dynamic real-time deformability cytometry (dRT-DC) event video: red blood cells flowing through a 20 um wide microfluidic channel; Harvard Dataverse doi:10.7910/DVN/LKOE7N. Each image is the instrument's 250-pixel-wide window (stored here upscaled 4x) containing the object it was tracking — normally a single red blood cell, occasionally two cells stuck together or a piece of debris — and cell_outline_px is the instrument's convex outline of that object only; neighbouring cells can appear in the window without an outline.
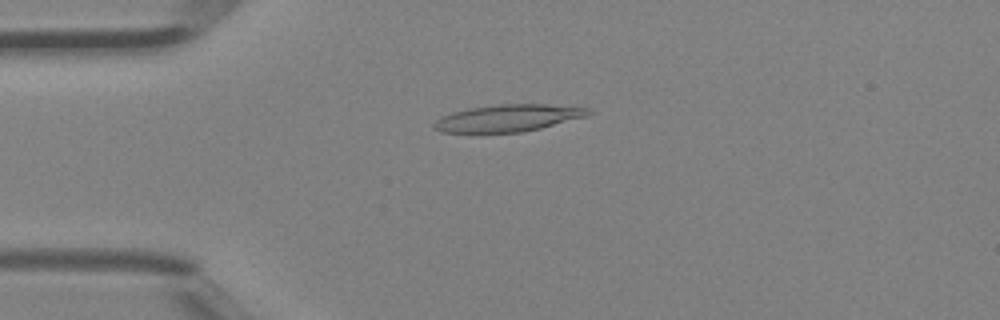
{"species": "Egyptian fruit bat (a non-hibernating species)", "species_latin": "Rousettus aegyptiacus", "temperature_condition": "room temperature", "stored_images_in_passage": 45, "camera_frame_rate_fps": 3000, "um_per_image_px": 0.085, "animal": {"sex": "female"}, "frame": {"image": 1, "passage_image": 11, "time_ms": 3.333, "image_size_px": [1000, 320], "cell_outline_px": [[592, 112], [588, 116], [524, 132], [440, 132], [432, 128], [432, 124], [440, 116], [452, 112], [468, 108], [500, 104], [544, 104], [588, 108]], "centroid_in_image_um": [43.15, 10.03], "position_along_channel_um": 41.9, "area_um2": 24.28}}
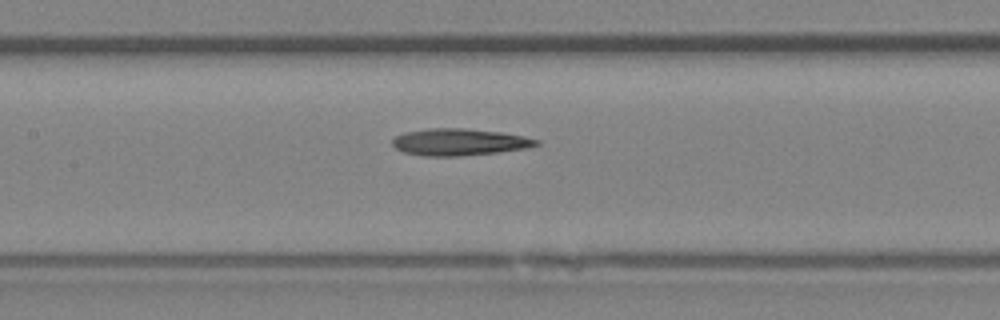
{"frame": {"image": 2, "passage_image": 21, "time_ms": 6.667, "image_size_px": [1000, 320], "cell_outline_px": [[540, 144], [528, 148], [496, 152], [460, 156], [424, 156], [404, 152], [396, 148], [392, 144], [392, 140], [396, 136], [408, 132], [428, 128], [464, 128], [500, 132], [524, 136], [540, 140]], "centroid_in_image_um": [39.07, 12.07], "position_along_channel_um": 168.3, "area_um2": 22.43}}
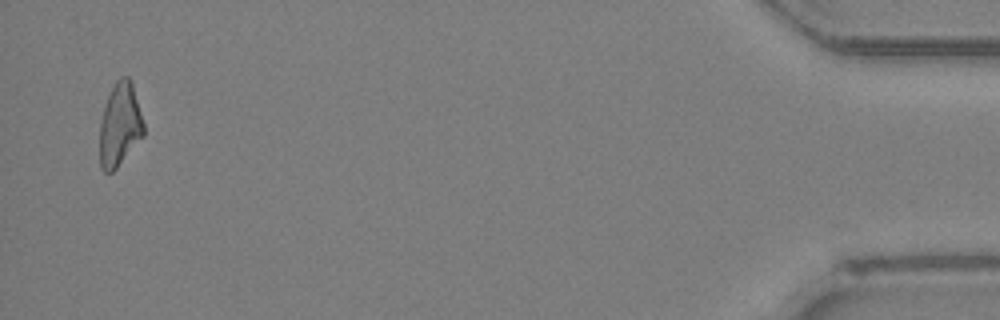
{"frame": {"image": 3, "passage_image": 44, "time_ms": 14.333, "image_size_px": [1000, 320], "cell_outline_px": [[144, 136], [116, 168], [112, 172], [104, 172], [100, 168], [100, 120], [104, 104], [116, 80], [120, 76], [128, 76], [132, 80], [144, 124]], "centroid_in_image_um": [10.19, 10.58], "position_along_channel_um": 425.0, "area_um2": 21.56}, "authors_computed_cell_mechanics": {"area_um2": 22.4264, "velocity_mm_per_s": 4.5026, "shape_relaxation_time_tau1_ms": null, "shape_relaxation_time_tau2_ms": 7.7624, "deformation_change_tau1": null, "deformation_change_tau2": 0.2522}}